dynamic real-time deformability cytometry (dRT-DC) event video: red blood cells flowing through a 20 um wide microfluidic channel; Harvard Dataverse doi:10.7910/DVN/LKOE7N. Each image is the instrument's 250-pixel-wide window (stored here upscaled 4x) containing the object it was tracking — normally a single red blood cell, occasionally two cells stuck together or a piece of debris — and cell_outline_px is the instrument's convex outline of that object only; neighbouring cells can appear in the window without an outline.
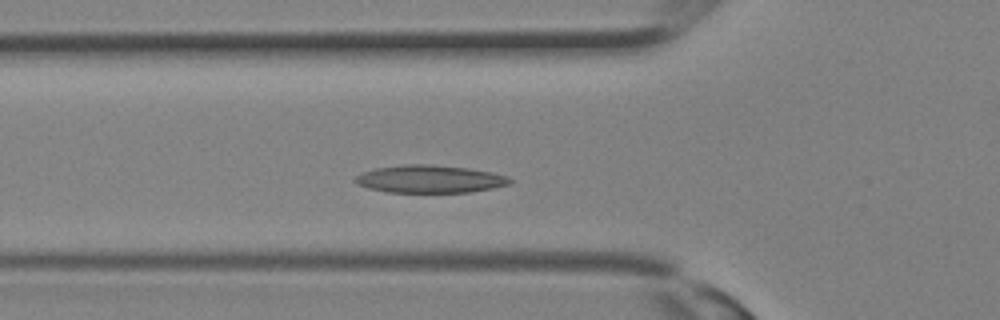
{"species": "Egyptian fruit bat (a non-hibernating species)", "species_latin": "Rousettus aegyptiacus", "temperature_condition": "room temperature", "stored_images_in_passage": 30, "camera_frame_rate_fps": 3000, "um_per_image_px": 0.085, "animal": {"sex": "female"}, "frame": {"image": 1, "passage_image": 8, "time_ms": 2.333, "image_size_px": [1000, 320], "cell_outline_px": [[512, 180], [508, 184], [492, 188], [472, 192], [388, 192], [368, 188], [356, 184], [352, 180], [360, 172], [376, 168], [400, 164], [432, 164], [468, 168], [492, 172], [508, 176]], "centroid_in_image_um": [36.48, 15.21], "position_along_channel_um": 89.3, "area_um2": 25.14}}
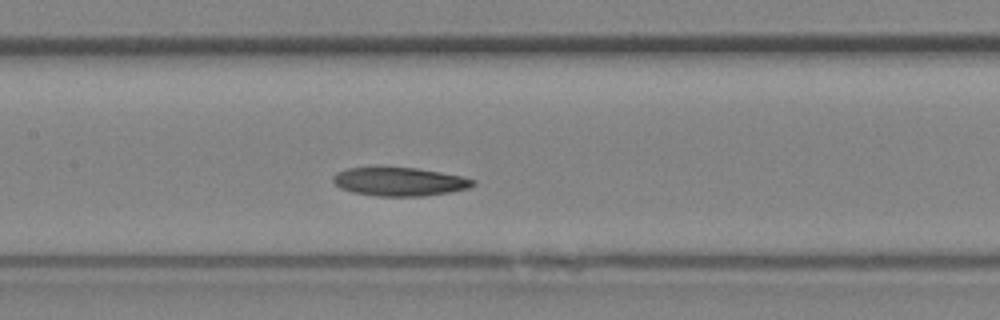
{"frame": {"image": 2, "passage_image": 12, "time_ms": 3.667, "image_size_px": [1000, 320], "cell_outline_px": [[476, 184], [468, 188], [448, 192], [424, 196], [380, 196], [352, 192], [340, 188], [332, 180], [332, 176], [336, 172], [348, 168], [416, 168], [464, 176], [476, 180]], "centroid_in_image_um": [33.97, 15.44], "position_along_channel_um": 173.4, "area_um2": 23.12}}
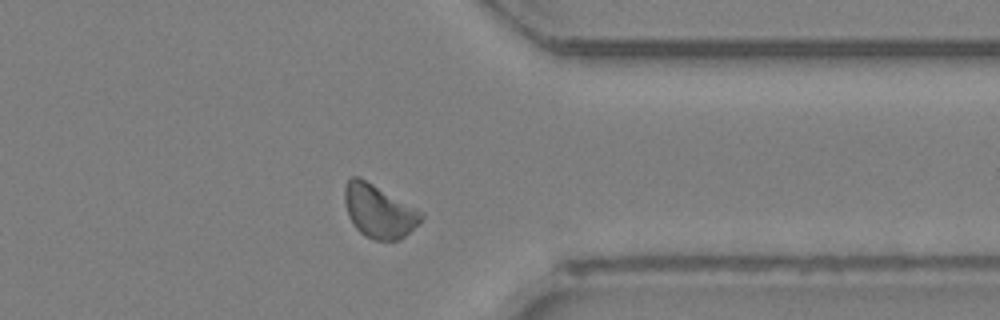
{"frame": {"image": 3, "passage_image": 22, "time_ms": 7.0, "image_size_px": [1000, 320], "cell_outline_px": [[424, 216], [420, 224], [400, 240], [376, 240], [364, 236], [356, 228], [348, 216], [344, 200], [344, 188], [348, 180], [352, 176], [360, 176], [424, 212]], "centroid_in_image_um": [32.23, 17.95], "position_along_channel_um": 379.2, "area_um2": 24.04}}